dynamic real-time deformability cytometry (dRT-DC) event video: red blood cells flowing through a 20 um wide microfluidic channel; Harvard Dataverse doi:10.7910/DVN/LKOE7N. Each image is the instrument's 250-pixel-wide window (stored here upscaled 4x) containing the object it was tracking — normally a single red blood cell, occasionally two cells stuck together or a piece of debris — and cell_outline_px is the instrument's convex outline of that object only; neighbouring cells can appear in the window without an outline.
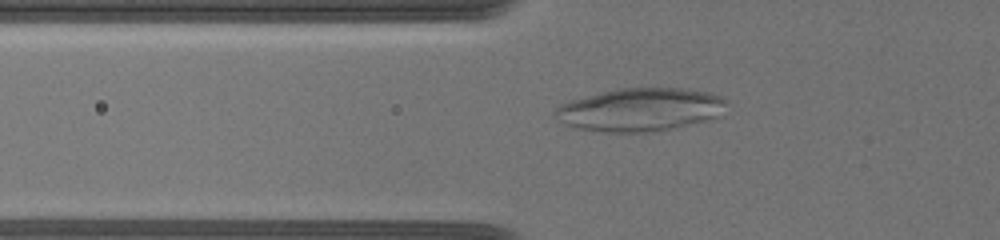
{"species": "common noctule bat (a hibernating species)", "species_latin": "Nyctalus noctula", "temperature_condition": "warm", "stored_images_in_passage": 50, "camera_frame_rate_fps": 3000, "um_per_image_px": 0.085, "animal": {"sex": "female", "body_mass_g": 19.5, "forearm_length_mm": 54.1}, "frame": {"image": 1, "passage_image": 3, "time_ms": 0.667, "image_size_px": [1000, 240], "cell_outline_px": [[724, 116], [676, 128], [652, 132], [604, 132], [572, 128], [556, 120], [552, 112], [560, 104], [572, 100], [600, 92], [620, 88], [680, 88], [708, 92], [720, 96], [724, 100]], "centroid_in_image_um": [54.39, 9.34], "position_along_channel_um": 71.4, "area_um2": 43.52}}
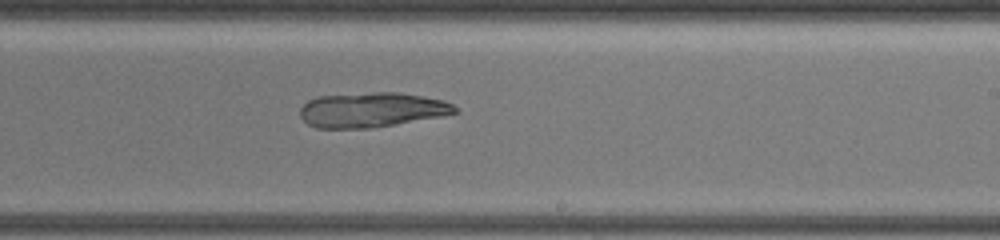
{"frame": {"image": 2, "passage_image": 21, "time_ms": 6.0, "image_size_px": [1000, 240], "cell_outline_px": [[460, 112], [440, 116], [372, 128], [316, 128], [308, 124], [300, 116], [300, 108], [308, 100], [316, 96], [372, 92], [400, 92], [444, 100], [460, 108]], "centroid_in_image_um": [31.6, 9.33], "position_along_channel_um": 257.4, "area_um2": 31.56}}
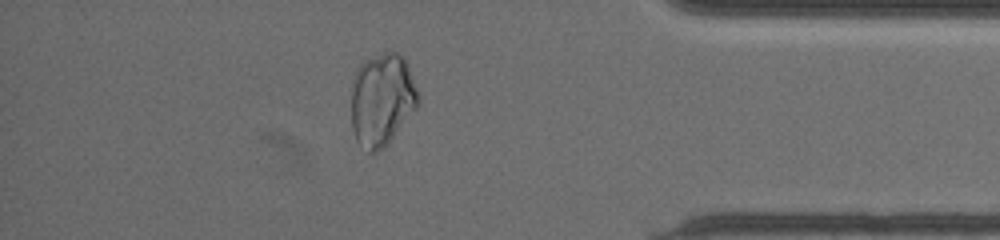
{"frame": {"image": 3, "passage_image": 39, "time_ms": 10.667, "image_size_px": [1000, 240], "cell_outline_px": [[420, 104], [388, 144], [384, 148], [376, 152], [368, 152], [356, 140], [352, 128], [352, 84], [356, 72], [360, 64], [364, 60], [384, 52], [396, 52], [404, 56], [408, 64], [420, 96]], "centroid_in_image_um": [32.5, 8.46], "position_along_channel_um": 402.7, "area_um2": 36.47}}